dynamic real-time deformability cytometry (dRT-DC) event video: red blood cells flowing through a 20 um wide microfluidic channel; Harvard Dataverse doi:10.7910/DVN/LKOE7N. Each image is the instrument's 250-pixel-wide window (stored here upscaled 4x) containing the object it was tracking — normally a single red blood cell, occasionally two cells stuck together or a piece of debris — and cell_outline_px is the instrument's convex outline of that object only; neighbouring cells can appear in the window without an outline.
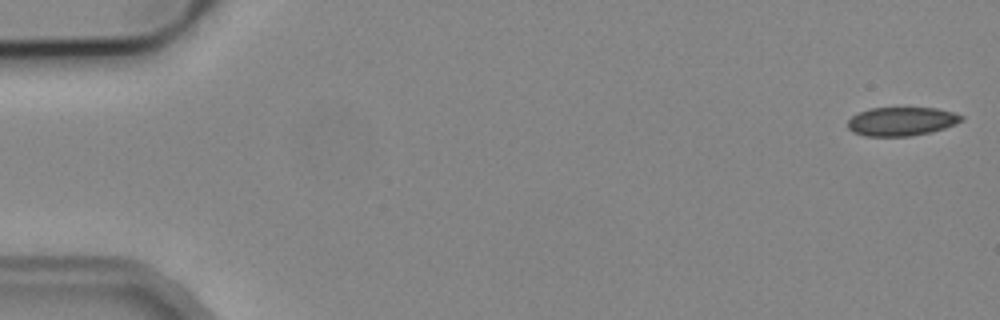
{"species": "common noctule bat (a hibernating species)", "species_latin": "Nyctalus noctula", "temperature_condition": "cold", "stored_images_in_passage": 52, "camera_frame_rate_fps": 3000, "um_per_image_px": 0.085, "animal": {"sex": "male", "body_mass_g": 19.2, "forearm_length_mm": 51.8}, "frame": {"image": 1, "passage_image": 1, "time_ms": 0.0, "image_size_px": [1000, 320], "cell_outline_px": [[964, 120], [956, 124], [932, 132], [908, 136], [864, 136], [852, 132], [848, 128], [848, 120], [852, 116], [868, 108], [936, 108], [952, 112], [964, 116]], "centroid_in_image_um": [76.63, 10.32], "position_along_channel_um": 8.4, "area_um2": 19.07}}
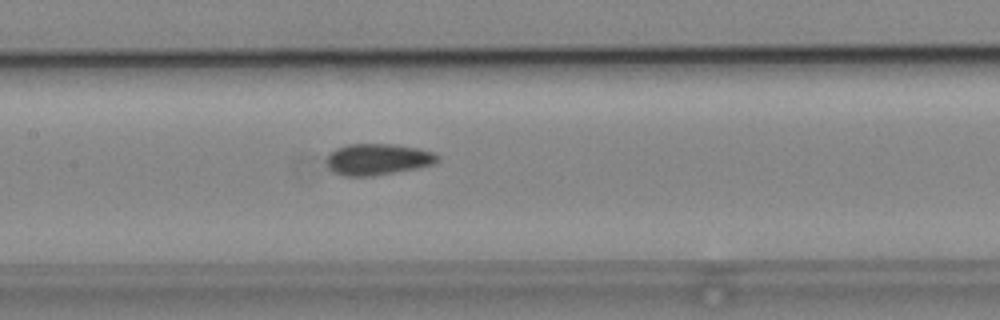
{"frame": {"image": 2, "passage_image": 25, "time_ms": 8.0, "image_size_px": [1000, 320], "cell_outline_px": [[440, 160], [432, 164], [416, 168], [372, 176], [340, 176], [332, 172], [328, 168], [328, 152], [336, 148], [348, 144], [392, 144], [416, 148], [432, 152], [440, 156]], "centroid_in_image_um": [32.06, 13.54], "position_along_channel_um": 175.3, "area_um2": 20.23}}
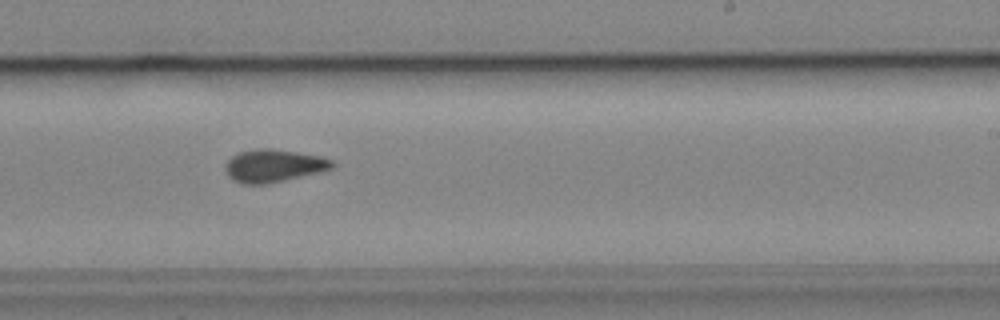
{"frame": {"image": 3, "passage_image": 32, "time_ms": 10.333, "image_size_px": [1000, 320], "cell_outline_px": [[336, 164], [332, 168], [320, 172], [268, 184], [244, 184], [232, 180], [228, 176], [224, 168], [228, 160], [232, 156], [240, 152], [256, 148], [272, 148], [320, 156], [332, 160]], "centroid_in_image_um": [23.25, 14.09], "position_along_channel_um": 265.8, "area_um2": 20.46}, "authors_computed_cell_mechanics": {"area_um2": 19.8832, "velocity_mm_per_s": 3.8885, "shape_relaxation_time_tau1_ms": null, "shape_relaxation_time_tau2_ms": 3.0496, "deformation_change_tau1": null, "deformation_change_tau2": 0.0717}}